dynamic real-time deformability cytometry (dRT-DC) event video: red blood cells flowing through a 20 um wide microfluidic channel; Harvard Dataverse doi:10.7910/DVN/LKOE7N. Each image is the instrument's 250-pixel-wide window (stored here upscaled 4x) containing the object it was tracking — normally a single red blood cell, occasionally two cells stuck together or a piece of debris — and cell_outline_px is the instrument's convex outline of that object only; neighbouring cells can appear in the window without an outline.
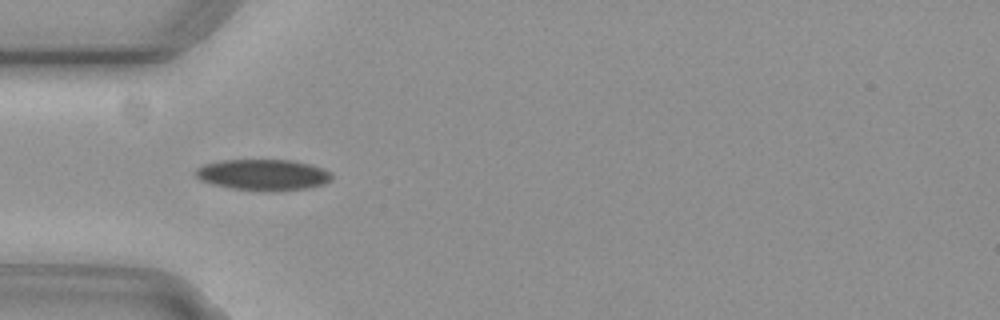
{"species": "common noctule bat (a hibernating species)", "species_latin": "Nyctalus noctula", "temperature_condition": "cold", "stored_images_in_passage": 39, "camera_frame_rate_fps": 3000, "um_per_image_px": 0.085, "animal": {"sex": "female", "body_mass_g": 29.2, "forearm_length_mm": 56.3}, "frame": {"image": 1, "passage_image": 1, "time_ms": 0.0, "image_size_px": [1000, 320], "cell_outline_px": [[332, 180], [324, 184], [308, 188], [276, 192], [264, 192], [232, 188], [212, 184], [200, 180], [196, 176], [196, 168], [204, 164], [224, 160], [292, 160], [312, 164], [324, 168], [332, 172]], "centroid_in_image_um": [22.43, 14.87], "position_along_channel_um": 62.6, "area_um2": 25.09}}
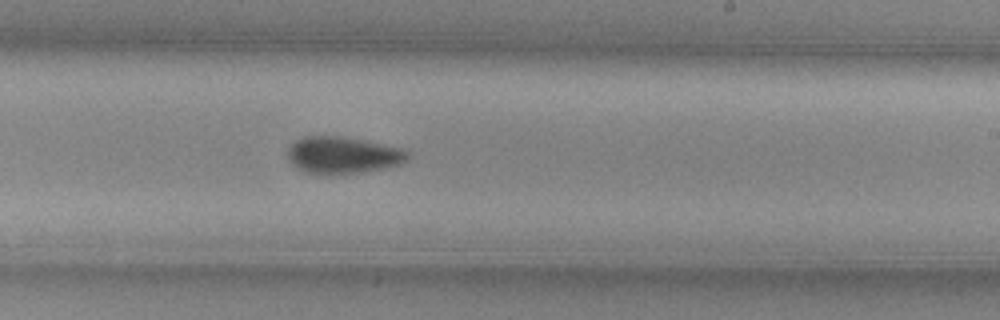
{"frame": {"image": 2, "passage_image": 17, "time_ms": 5.333, "image_size_px": [1000, 320], "cell_outline_px": [[408, 160], [404, 164], [344, 176], [320, 176], [300, 172], [292, 164], [288, 156], [288, 148], [296, 140], [304, 136], [340, 136], [400, 148], [408, 152]], "centroid_in_image_um": [29.1, 13.25], "position_along_channel_um": 259.9, "area_um2": 26.47}}
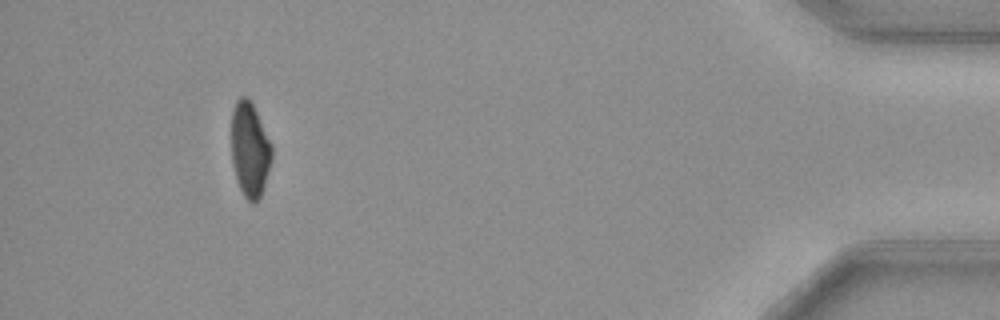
{"frame": {"image": 3, "passage_image": 35, "time_ms": 11.333, "image_size_px": [1000, 320], "cell_outline_px": [[272, 156], [264, 184], [260, 196], [252, 204], [244, 196], [236, 180], [232, 164], [232, 108], [236, 100], [240, 96], [248, 96], [256, 112], [272, 148]], "centroid_in_image_um": [21.2, 12.7], "position_along_channel_um": 414.0, "area_um2": 21.85}, "authors_computed_cell_mechanics": {"area_um2": 24.565, "velocity_mm_per_s": 3.7283, "shape_relaxation_time_tau1_ms": 5.4968, "shape_relaxation_time_tau2_ms": null, "deformation_change_tau1": 0.147, "deformation_change_tau2": null}}